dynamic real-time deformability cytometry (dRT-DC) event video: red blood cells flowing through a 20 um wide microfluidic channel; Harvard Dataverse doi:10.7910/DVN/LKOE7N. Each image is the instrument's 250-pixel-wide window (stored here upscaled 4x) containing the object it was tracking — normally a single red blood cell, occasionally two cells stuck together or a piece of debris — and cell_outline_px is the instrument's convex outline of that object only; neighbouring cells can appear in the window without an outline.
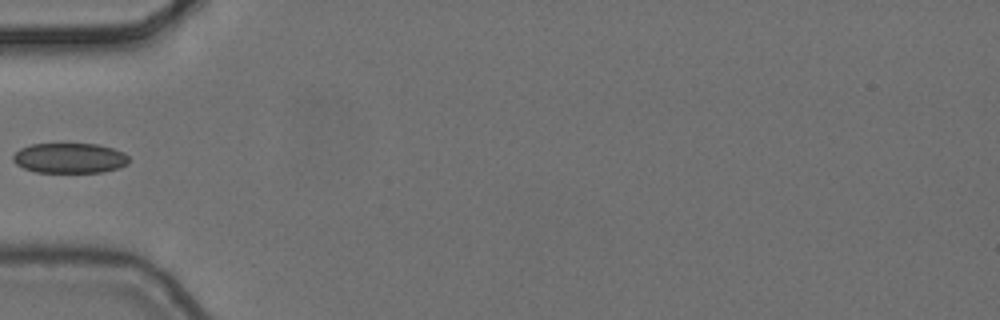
{"species": "common noctule bat (a hibernating species)", "species_latin": "Nyctalus noctula", "temperature_condition": "cold", "stored_images_in_passage": 5, "camera_frame_rate_fps": 3000, "um_per_image_px": 0.085, "animal": {"sex": "female", "body_mass_g": 24.6, "forearm_length_mm": 56.2}, "frame": {"image": 1, "passage_image": 4, "time_ms": 1.0, "image_size_px": [1000, 320], "cell_outline_px": [[128, 164], [120, 168], [104, 172], [36, 172], [24, 168], [16, 164], [12, 160], [12, 156], [20, 148], [32, 144], [96, 144], [112, 148], [124, 152], [128, 156]], "centroid_in_image_um": [5.93, 13.44], "position_along_channel_um": 79.1, "area_um2": 20.4}}
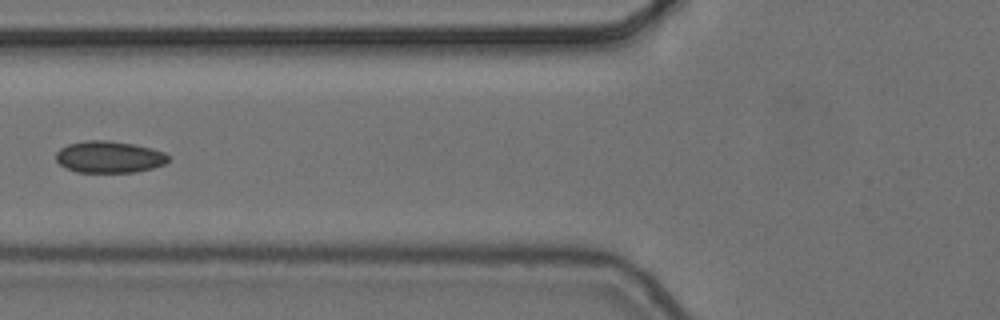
{"frame": {"image": 2, "passage_image": 5, "time_ms": 1.333, "image_size_px": [1000, 320], "cell_outline_px": [[172, 156], [164, 164], [152, 168], [136, 172], [76, 172], [60, 164], [56, 160], [56, 152], [60, 148], [68, 144], [84, 140], [108, 140], [136, 144], [152, 148], [164, 152]], "centroid_in_image_um": [9.3, 13.33], "position_along_channel_um": 116.5, "area_um2": 20.98}}